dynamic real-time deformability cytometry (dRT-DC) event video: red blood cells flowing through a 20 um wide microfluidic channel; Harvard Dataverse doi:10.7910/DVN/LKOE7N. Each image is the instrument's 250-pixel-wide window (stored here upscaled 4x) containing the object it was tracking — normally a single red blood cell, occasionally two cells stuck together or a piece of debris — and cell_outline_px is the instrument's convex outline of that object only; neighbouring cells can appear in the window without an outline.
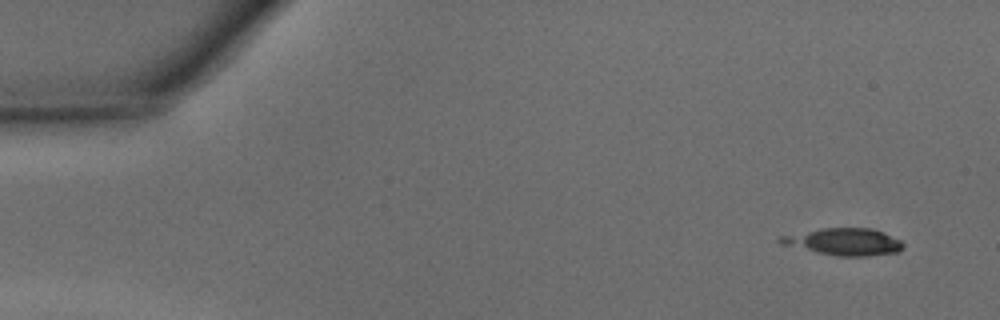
{"species": "common noctule bat (a hibernating species)", "species_latin": "Nyctalus noctula", "temperature_condition": "warm", "stored_images_in_passage": 7, "camera_frame_rate_fps": 3000, "um_per_image_px": 0.085, "animal": {"sex": "male", "body_mass_g": 15.6}, "frame": {"image": 1, "passage_image": 1, "time_ms": 0.0, "image_size_px": [1000, 320], "cell_outline_px": [[904, 248], [896, 252], [868, 256], [840, 256], [816, 252], [780, 244], [776, 240], [776, 236], [820, 228], [872, 228], [884, 232], [900, 240], [904, 244]], "centroid_in_image_um": [71.69, 20.54], "position_along_channel_um": 13.3, "area_um2": 19.54}}